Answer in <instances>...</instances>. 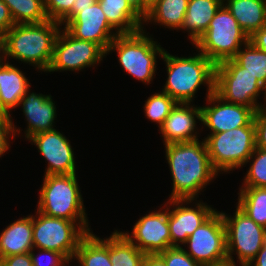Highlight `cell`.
Instances as JSON below:
<instances>
[{"label":"cell","mask_w":266,"mask_h":266,"mask_svg":"<svg viewBox=\"0 0 266 266\" xmlns=\"http://www.w3.org/2000/svg\"><path fill=\"white\" fill-rule=\"evenodd\" d=\"M201 140L164 145L172 180L168 200L200 199L205 188L219 177L209 159L205 140Z\"/></svg>","instance_id":"obj_1"},{"label":"cell","mask_w":266,"mask_h":266,"mask_svg":"<svg viewBox=\"0 0 266 266\" xmlns=\"http://www.w3.org/2000/svg\"><path fill=\"white\" fill-rule=\"evenodd\" d=\"M61 28L59 22L52 20L38 24H14L3 37V60L9 62L13 59L46 74Z\"/></svg>","instance_id":"obj_2"},{"label":"cell","mask_w":266,"mask_h":266,"mask_svg":"<svg viewBox=\"0 0 266 266\" xmlns=\"http://www.w3.org/2000/svg\"><path fill=\"white\" fill-rule=\"evenodd\" d=\"M196 53L179 57L165 49L160 59L167 72L166 82L160 90L177 103H193L202 86L207 87L206 98L215 92L216 65L197 49Z\"/></svg>","instance_id":"obj_3"},{"label":"cell","mask_w":266,"mask_h":266,"mask_svg":"<svg viewBox=\"0 0 266 266\" xmlns=\"http://www.w3.org/2000/svg\"><path fill=\"white\" fill-rule=\"evenodd\" d=\"M42 177L36 210L50 217L74 221L86 233L93 231L85 210L77 173Z\"/></svg>","instance_id":"obj_4"},{"label":"cell","mask_w":266,"mask_h":266,"mask_svg":"<svg viewBox=\"0 0 266 266\" xmlns=\"http://www.w3.org/2000/svg\"><path fill=\"white\" fill-rule=\"evenodd\" d=\"M154 39L153 34L147 32L146 26H143L135 33L117 35L109 45L106 55L116 52L121 69L147 86L156 78L157 60L162 58L165 50Z\"/></svg>","instance_id":"obj_5"},{"label":"cell","mask_w":266,"mask_h":266,"mask_svg":"<svg viewBox=\"0 0 266 266\" xmlns=\"http://www.w3.org/2000/svg\"><path fill=\"white\" fill-rule=\"evenodd\" d=\"M203 139L211 164L219 174L242 169L256 148L255 126L208 133Z\"/></svg>","instance_id":"obj_6"},{"label":"cell","mask_w":266,"mask_h":266,"mask_svg":"<svg viewBox=\"0 0 266 266\" xmlns=\"http://www.w3.org/2000/svg\"><path fill=\"white\" fill-rule=\"evenodd\" d=\"M248 42V35L227 8L222 5L211 20L208 29L193 45V48L199 50L216 65L232 59Z\"/></svg>","instance_id":"obj_7"},{"label":"cell","mask_w":266,"mask_h":266,"mask_svg":"<svg viewBox=\"0 0 266 266\" xmlns=\"http://www.w3.org/2000/svg\"><path fill=\"white\" fill-rule=\"evenodd\" d=\"M235 208L233 215L221 211L226 228L228 264L247 266L266 243V228L256 224L237 205Z\"/></svg>","instance_id":"obj_8"},{"label":"cell","mask_w":266,"mask_h":266,"mask_svg":"<svg viewBox=\"0 0 266 266\" xmlns=\"http://www.w3.org/2000/svg\"><path fill=\"white\" fill-rule=\"evenodd\" d=\"M215 93L228 103L243 105L255 112L262 107L265 87L257 77L244 71L233 59H228L215 66Z\"/></svg>","instance_id":"obj_9"},{"label":"cell","mask_w":266,"mask_h":266,"mask_svg":"<svg viewBox=\"0 0 266 266\" xmlns=\"http://www.w3.org/2000/svg\"><path fill=\"white\" fill-rule=\"evenodd\" d=\"M181 247L203 266L227 264L226 228L221 212L216 210Z\"/></svg>","instance_id":"obj_10"},{"label":"cell","mask_w":266,"mask_h":266,"mask_svg":"<svg viewBox=\"0 0 266 266\" xmlns=\"http://www.w3.org/2000/svg\"><path fill=\"white\" fill-rule=\"evenodd\" d=\"M33 214L34 248L53 250L72 262L81 239L87 234L76 222L47 216L35 209Z\"/></svg>","instance_id":"obj_11"},{"label":"cell","mask_w":266,"mask_h":266,"mask_svg":"<svg viewBox=\"0 0 266 266\" xmlns=\"http://www.w3.org/2000/svg\"><path fill=\"white\" fill-rule=\"evenodd\" d=\"M106 57V52L98 44L79 40L62 27L56 38L52 60L46 73L71 71L78 74L85 71V68L97 69Z\"/></svg>","instance_id":"obj_12"},{"label":"cell","mask_w":266,"mask_h":266,"mask_svg":"<svg viewBox=\"0 0 266 266\" xmlns=\"http://www.w3.org/2000/svg\"><path fill=\"white\" fill-rule=\"evenodd\" d=\"M159 209L147 211L134 223L132 232L120 231L145 254H156L171 248L168 225V199Z\"/></svg>","instance_id":"obj_13"},{"label":"cell","mask_w":266,"mask_h":266,"mask_svg":"<svg viewBox=\"0 0 266 266\" xmlns=\"http://www.w3.org/2000/svg\"><path fill=\"white\" fill-rule=\"evenodd\" d=\"M217 209L202 199L168 200L171 246L181 247L189 236Z\"/></svg>","instance_id":"obj_14"},{"label":"cell","mask_w":266,"mask_h":266,"mask_svg":"<svg viewBox=\"0 0 266 266\" xmlns=\"http://www.w3.org/2000/svg\"><path fill=\"white\" fill-rule=\"evenodd\" d=\"M28 142L36 146L45 159V175H71L77 173V161L71 141L58 129L31 136Z\"/></svg>","instance_id":"obj_15"},{"label":"cell","mask_w":266,"mask_h":266,"mask_svg":"<svg viewBox=\"0 0 266 266\" xmlns=\"http://www.w3.org/2000/svg\"><path fill=\"white\" fill-rule=\"evenodd\" d=\"M201 107V125L209 133H221L242 126H255V112L246 106L228 103L215 92L205 98Z\"/></svg>","instance_id":"obj_16"},{"label":"cell","mask_w":266,"mask_h":266,"mask_svg":"<svg viewBox=\"0 0 266 266\" xmlns=\"http://www.w3.org/2000/svg\"><path fill=\"white\" fill-rule=\"evenodd\" d=\"M31 90L30 87L18 104V107L21 106V111L27 124L25 126L27 127L23 130L15 125V122L12 120L15 139L22 133L21 138L24 137V140L27 141L35 134L56 129L57 108L53 97L49 93L42 94L33 92V90L31 92Z\"/></svg>","instance_id":"obj_17"},{"label":"cell","mask_w":266,"mask_h":266,"mask_svg":"<svg viewBox=\"0 0 266 266\" xmlns=\"http://www.w3.org/2000/svg\"><path fill=\"white\" fill-rule=\"evenodd\" d=\"M64 28L79 40L98 44L105 52L119 33L108 23L99 2L80 9Z\"/></svg>","instance_id":"obj_18"},{"label":"cell","mask_w":266,"mask_h":266,"mask_svg":"<svg viewBox=\"0 0 266 266\" xmlns=\"http://www.w3.org/2000/svg\"><path fill=\"white\" fill-rule=\"evenodd\" d=\"M197 123H202L200 105L177 103L159 127L163 145L198 140L202 128H198Z\"/></svg>","instance_id":"obj_19"},{"label":"cell","mask_w":266,"mask_h":266,"mask_svg":"<svg viewBox=\"0 0 266 266\" xmlns=\"http://www.w3.org/2000/svg\"><path fill=\"white\" fill-rule=\"evenodd\" d=\"M12 62L0 61V100L2 108L11 115L31 87L25 73Z\"/></svg>","instance_id":"obj_20"},{"label":"cell","mask_w":266,"mask_h":266,"mask_svg":"<svg viewBox=\"0 0 266 266\" xmlns=\"http://www.w3.org/2000/svg\"><path fill=\"white\" fill-rule=\"evenodd\" d=\"M33 244V214L19 217L0 233V257L29 253Z\"/></svg>","instance_id":"obj_21"},{"label":"cell","mask_w":266,"mask_h":266,"mask_svg":"<svg viewBox=\"0 0 266 266\" xmlns=\"http://www.w3.org/2000/svg\"><path fill=\"white\" fill-rule=\"evenodd\" d=\"M223 0H189L181 31L187 32L192 46L208 29ZM184 30V31H183Z\"/></svg>","instance_id":"obj_22"},{"label":"cell","mask_w":266,"mask_h":266,"mask_svg":"<svg viewBox=\"0 0 266 266\" xmlns=\"http://www.w3.org/2000/svg\"><path fill=\"white\" fill-rule=\"evenodd\" d=\"M223 5L248 37L266 25V0H223Z\"/></svg>","instance_id":"obj_23"},{"label":"cell","mask_w":266,"mask_h":266,"mask_svg":"<svg viewBox=\"0 0 266 266\" xmlns=\"http://www.w3.org/2000/svg\"><path fill=\"white\" fill-rule=\"evenodd\" d=\"M108 23L119 34L135 33L143 28L144 19L127 0H98Z\"/></svg>","instance_id":"obj_24"},{"label":"cell","mask_w":266,"mask_h":266,"mask_svg":"<svg viewBox=\"0 0 266 266\" xmlns=\"http://www.w3.org/2000/svg\"><path fill=\"white\" fill-rule=\"evenodd\" d=\"M189 0H159L144 18V26L148 24L155 25L161 28L169 29L170 31H180L184 16L187 11Z\"/></svg>","instance_id":"obj_25"},{"label":"cell","mask_w":266,"mask_h":266,"mask_svg":"<svg viewBox=\"0 0 266 266\" xmlns=\"http://www.w3.org/2000/svg\"><path fill=\"white\" fill-rule=\"evenodd\" d=\"M77 266H112L109 256V236L100 238L93 231L80 241L72 260Z\"/></svg>","instance_id":"obj_26"},{"label":"cell","mask_w":266,"mask_h":266,"mask_svg":"<svg viewBox=\"0 0 266 266\" xmlns=\"http://www.w3.org/2000/svg\"><path fill=\"white\" fill-rule=\"evenodd\" d=\"M109 256L112 266H141L145 253L114 228L109 236Z\"/></svg>","instance_id":"obj_27"},{"label":"cell","mask_w":266,"mask_h":266,"mask_svg":"<svg viewBox=\"0 0 266 266\" xmlns=\"http://www.w3.org/2000/svg\"><path fill=\"white\" fill-rule=\"evenodd\" d=\"M236 205L256 224L266 228V187H240Z\"/></svg>","instance_id":"obj_28"},{"label":"cell","mask_w":266,"mask_h":266,"mask_svg":"<svg viewBox=\"0 0 266 266\" xmlns=\"http://www.w3.org/2000/svg\"><path fill=\"white\" fill-rule=\"evenodd\" d=\"M10 10L14 24H38L48 20L44 0H2Z\"/></svg>","instance_id":"obj_29"},{"label":"cell","mask_w":266,"mask_h":266,"mask_svg":"<svg viewBox=\"0 0 266 266\" xmlns=\"http://www.w3.org/2000/svg\"><path fill=\"white\" fill-rule=\"evenodd\" d=\"M266 88V52L257 49L250 41L232 58Z\"/></svg>","instance_id":"obj_30"},{"label":"cell","mask_w":266,"mask_h":266,"mask_svg":"<svg viewBox=\"0 0 266 266\" xmlns=\"http://www.w3.org/2000/svg\"><path fill=\"white\" fill-rule=\"evenodd\" d=\"M143 105L145 117L156 123L159 127L163 124L166 117L170 114L177 102L163 91H158L149 96Z\"/></svg>","instance_id":"obj_31"},{"label":"cell","mask_w":266,"mask_h":266,"mask_svg":"<svg viewBox=\"0 0 266 266\" xmlns=\"http://www.w3.org/2000/svg\"><path fill=\"white\" fill-rule=\"evenodd\" d=\"M248 169L240 187H266V150L256 147L246 161Z\"/></svg>","instance_id":"obj_32"},{"label":"cell","mask_w":266,"mask_h":266,"mask_svg":"<svg viewBox=\"0 0 266 266\" xmlns=\"http://www.w3.org/2000/svg\"><path fill=\"white\" fill-rule=\"evenodd\" d=\"M30 255L33 266H65L70 262L63 254L53 250L33 248Z\"/></svg>","instance_id":"obj_33"},{"label":"cell","mask_w":266,"mask_h":266,"mask_svg":"<svg viewBox=\"0 0 266 266\" xmlns=\"http://www.w3.org/2000/svg\"><path fill=\"white\" fill-rule=\"evenodd\" d=\"M167 266H203L193 260L182 247H171L158 253Z\"/></svg>","instance_id":"obj_34"},{"label":"cell","mask_w":266,"mask_h":266,"mask_svg":"<svg viewBox=\"0 0 266 266\" xmlns=\"http://www.w3.org/2000/svg\"><path fill=\"white\" fill-rule=\"evenodd\" d=\"M74 0H44L48 20L60 22L72 9Z\"/></svg>","instance_id":"obj_35"},{"label":"cell","mask_w":266,"mask_h":266,"mask_svg":"<svg viewBox=\"0 0 266 266\" xmlns=\"http://www.w3.org/2000/svg\"><path fill=\"white\" fill-rule=\"evenodd\" d=\"M12 120V114H0V158L4 155L6 156L5 153L8 152L12 142L15 140Z\"/></svg>","instance_id":"obj_36"},{"label":"cell","mask_w":266,"mask_h":266,"mask_svg":"<svg viewBox=\"0 0 266 266\" xmlns=\"http://www.w3.org/2000/svg\"><path fill=\"white\" fill-rule=\"evenodd\" d=\"M256 147L266 150V109L260 107L254 114Z\"/></svg>","instance_id":"obj_37"},{"label":"cell","mask_w":266,"mask_h":266,"mask_svg":"<svg viewBox=\"0 0 266 266\" xmlns=\"http://www.w3.org/2000/svg\"><path fill=\"white\" fill-rule=\"evenodd\" d=\"M14 25V20L9 7L0 0V36L3 38L5 33Z\"/></svg>","instance_id":"obj_38"},{"label":"cell","mask_w":266,"mask_h":266,"mask_svg":"<svg viewBox=\"0 0 266 266\" xmlns=\"http://www.w3.org/2000/svg\"><path fill=\"white\" fill-rule=\"evenodd\" d=\"M1 262L2 266H33L30 252L1 258Z\"/></svg>","instance_id":"obj_39"},{"label":"cell","mask_w":266,"mask_h":266,"mask_svg":"<svg viewBox=\"0 0 266 266\" xmlns=\"http://www.w3.org/2000/svg\"><path fill=\"white\" fill-rule=\"evenodd\" d=\"M96 2H98V0H74L71 11L59 22L60 25L62 27L65 26L78 12H80V9H86Z\"/></svg>","instance_id":"obj_40"},{"label":"cell","mask_w":266,"mask_h":266,"mask_svg":"<svg viewBox=\"0 0 266 266\" xmlns=\"http://www.w3.org/2000/svg\"><path fill=\"white\" fill-rule=\"evenodd\" d=\"M249 41L257 49L266 52V25L249 37Z\"/></svg>","instance_id":"obj_41"},{"label":"cell","mask_w":266,"mask_h":266,"mask_svg":"<svg viewBox=\"0 0 266 266\" xmlns=\"http://www.w3.org/2000/svg\"><path fill=\"white\" fill-rule=\"evenodd\" d=\"M141 266H167L164 259L158 254H145Z\"/></svg>","instance_id":"obj_42"},{"label":"cell","mask_w":266,"mask_h":266,"mask_svg":"<svg viewBox=\"0 0 266 266\" xmlns=\"http://www.w3.org/2000/svg\"><path fill=\"white\" fill-rule=\"evenodd\" d=\"M247 266H266V243Z\"/></svg>","instance_id":"obj_43"},{"label":"cell","mask_w":266,"mask_h":266,"mask_svg":"<svg viewBox=\"0 0 266 266\" xmlns=\"http://www.w3.org/2000/svg\"><path fill=\"white\" fill-rule=\"evenodd\" d=\"M130 6L143 18V1L127 0Z\"/></svg>","instance_id":"obj_44"},{"label":"cell","mask_w":266,"mask_h":266,"mask_svg":"<svg viewBox=\"0 0 266 266\" xmlns=\"http://www.w3.org/2000/svg\"><path fill=\"white\" fill-rule=\"evenodd\" d=\"M143 1V19L148 15L149 10L159 1V0H142Z\"/></svg>","instance_id":"obj_45"},{"label":"cell","mask_w":266,"mask_h":266,"mask_svg":"<svg viewBox=\"0 0 266 266\" xmlns=\"http://www.w3.org/2000/svg\"><path fill=\"white\" fill-rule=\"evenodd\" d=\"M3 38L0 36V61L3 60V44H2Z\"/></svg>","instance_id":"obj_46"},{"label":"cell","mask_w":266,"mask_h":266,"mask_svg":"<svg viewBox=\"0 0 266 266\" xmlns=\"http://www.w3.org/2000/svg\"><path fill=\"white\" fill-rule=\"evenodd\" d=\"M264 104H262V108L266 109V88H265V97L263 98L262 101Z\"/></svg>","instance_id":"obj_47"},{"label":"cell","mask_w":266,"mask_h":266,"mask_svg":"<svg viewBox=\"0 0 266 266\" xmlns=\"http://www.w3.org/2000/svg\"><path fill=\"white\" fill-rule=\"evenodd\" d=\"M0 114H8V113L2 108L1 100H0Z\"/></svg>","instance_id":"obj_48"},{"label":"cell","mask_w":266,"mask_h":266,"mask_svg":"<svg viewBox=\"0 0 266 266\" xmlns=\"http://www.w3.org/2000/svg\"><path fill=\"white\" fill-rule=\"evenodd\" d=\"M222 266H237V265H232V264H224V265H222Z\"/></svg>","instance_id":"obj_49"},{"label":"cell","mask_w":266,"mask_h":266,"mask_svg":"<svg viewBox=\"0 0 266 266\" xmlns=\"http://www.w3.org/2000/svg\"><path fill=\"white\" fill-rule=\"evenodd\" d=\"M70 263H71V262L67 263L65 266H70V265H69ZM71 266H73V264H72Z\"/></svg>","instance_id":"obj_50"}]
</instances>
